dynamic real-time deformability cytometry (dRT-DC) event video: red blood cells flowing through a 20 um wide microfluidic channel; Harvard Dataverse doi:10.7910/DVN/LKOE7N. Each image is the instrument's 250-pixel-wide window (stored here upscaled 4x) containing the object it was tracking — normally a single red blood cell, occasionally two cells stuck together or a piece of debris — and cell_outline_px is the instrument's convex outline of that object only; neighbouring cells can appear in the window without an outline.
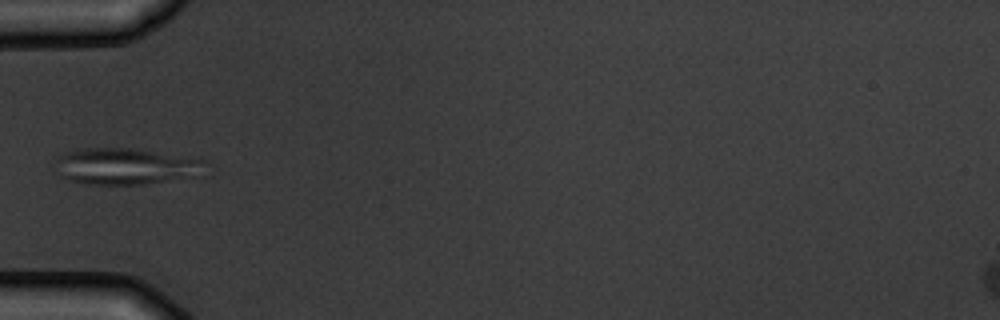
{"species": "common noctule bat (a hibernating species)", "species_latin": "Nyctalus noctula", "temperature_condition": "warm", "stored_images_in_passage": 5, "camera_frame_rate_fps": 3000, "um_per_image_px": 0.085, "animal": {"sex": "male", "body_mass_g": 19.5, "forearm_length_mm": 54.6}, "frame": {"image": 1, "passage_image": 4, "time_ms": 3.667, "image_size_px": [1000, 320], "cell_outline_px": [[212, 176], [140, 184], [88, 184], [72, 180], [60, 176], [56, 172], [56, 160], [60, 156], [68, 152], [88, 148], [128, 148], [200, 156], [212, 164]], "centroid_in_image_um": [11.03, 14.14], "position_along_channel_um": 74.0, "area_um2": 33.41}}
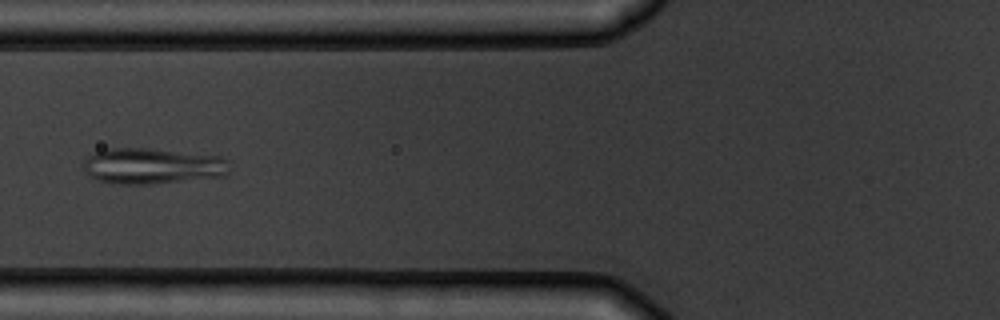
{"frame": {"image": 2, "passage_image": 5, "time_ms": 4.667, "image_size_px": [1000, 320], "cell_outline_px": [[228, 176], [148, 184], [120, 184], [100, 180], [88, 176], [84, 172], [84, 160], [88, 156], [96, 152], [108, 148], [148, 148], [220, 156], [228, 160]], "centroid_in_image_um": [12.96, 14.11], "position_along_channel_um": 112.8, "area_um2": 30.58}}